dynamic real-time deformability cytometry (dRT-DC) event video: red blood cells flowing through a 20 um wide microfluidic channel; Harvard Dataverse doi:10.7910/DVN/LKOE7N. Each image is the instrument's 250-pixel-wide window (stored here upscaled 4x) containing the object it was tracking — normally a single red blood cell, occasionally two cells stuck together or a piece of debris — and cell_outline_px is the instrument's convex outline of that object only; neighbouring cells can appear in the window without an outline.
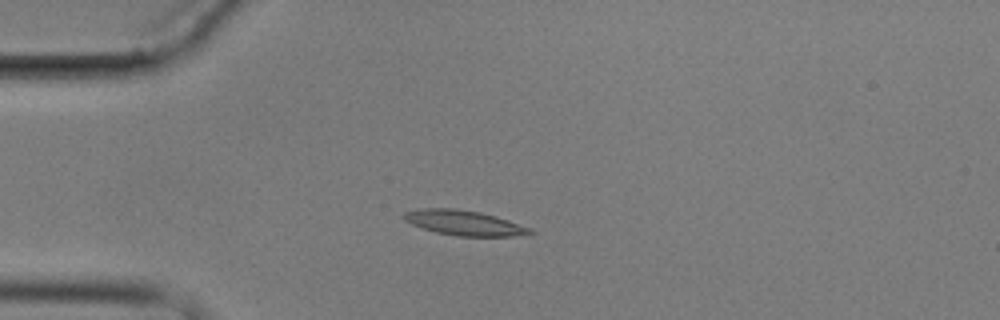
{"species": "common noctule bat (a hibernating species)", "species_latin": "Nyctalus noctula", "temperature_condition": "cold", "stored_images_in_passage": 5, "camera_frame_rate_fps": 3000, "um_per_image_px": 0.085, "animal": {"sex": "male", "body_mass_g": 17.9}, "frame": {"image": 1, "passage_image": 4, "time_ms": 3.333, "image_size_px": [1000, 320], "cell_outline_px": [[536, 232], [512, 236], [456, 236], [436, 232], [412, 224], [404, 220], [404, 212], [424, 208], [456, 208], [480, 212], [496, 216], [532, 228]], "centroid_in_image_um": [39.47, 18.94], "position_along_channel_um": 45.5, "area_um2": 18.26}}